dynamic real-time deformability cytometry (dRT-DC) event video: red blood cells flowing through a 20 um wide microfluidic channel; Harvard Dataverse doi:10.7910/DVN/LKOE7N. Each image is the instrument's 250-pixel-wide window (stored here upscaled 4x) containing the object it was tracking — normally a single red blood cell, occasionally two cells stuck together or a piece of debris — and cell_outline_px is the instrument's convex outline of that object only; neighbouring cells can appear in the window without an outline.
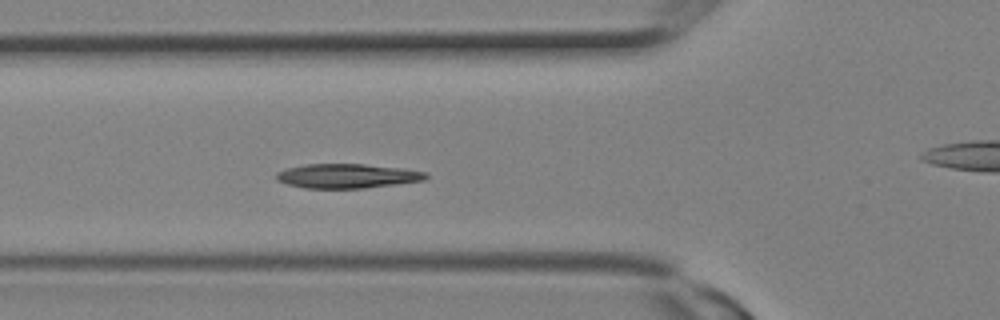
{"species": "Egyptian fruit bat (a non-hibernating species)", "species_latin": "Rousettus aegyptiacus", "temperature_condition": "room temperature", "stored_images_in_passage": 9, "segment_of_instrument_passage": [1, 2], "camera_frame_rate_fps": 3000, "um_per_image_px": 0.085, "animal": {"sex": "female"}, "frame": {"image": 1, "passage_image": 8, "time_ms": 2.333, "image_size_px": [1000, 320], "cell_outline_px": [[428, 176], [424, 180], [364, 188], [304, 188], [288, 184], [276, 180], [276, 172], [288, 168], [304, 164], [364, 164], [404, 168], [428, 172]], "centroid_in_image_um": [29.51, 14.95], "position_along_channel_um": 96.3, "area_um2": 21.21}}